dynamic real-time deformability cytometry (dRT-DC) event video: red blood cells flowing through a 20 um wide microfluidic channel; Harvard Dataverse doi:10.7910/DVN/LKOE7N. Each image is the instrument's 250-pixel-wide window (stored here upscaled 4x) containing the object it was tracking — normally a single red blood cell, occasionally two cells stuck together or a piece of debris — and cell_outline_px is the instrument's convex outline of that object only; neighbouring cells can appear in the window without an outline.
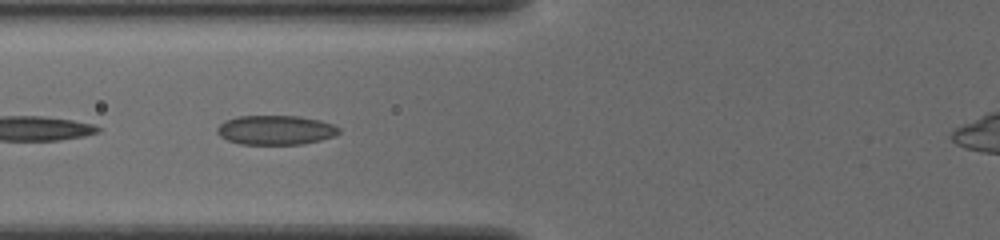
{"species": "common noctule bat (a hibernating species)", "species_latin": "Nyctalus noctula", "temperature_condition": "cold", "stored_images_in_passage": 16, "camera_frame_rate_fps": 3000, "um_per_image_px": 0.085, "animal": {"sex": "female", "body_mass_g": 19.5, "forearm_length_mm": 54.1}, "frame": {"image": 1, "passage_image": 7, "time_ms": 2.0, "image_size_px": [1000, 240], "cell_outline_px": [[340, 132], [336, 136], [304, 144], [240, 144], [228, 140], [220, 136], [216, 132], [216, 128], [224, 120], [236, 116], [300, 116], [320, 120], [332, 124], [340, 128]], "centroid_in_image_um": [23.43, 11.05], "position_along_channel_um": 102.4, "area_um2": 21.04}}
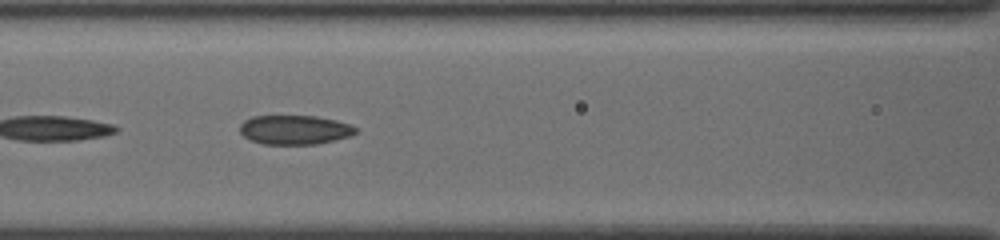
{"frame": {"image": 2, "passage_image": 10, "time_ms": 3.0, "image_size_px": [1000, 240], "cell_outline_px": [[356, 132], [352, 136], [316, 144], [264, 144], [252, 140], [244, 136], [240, 132], [240, 124], [244, 120], [252, 116], [316, 116], [336, 120], [348, 124], [356, 128]], "centroid_in_image_um": [25.04, 11.03], "position_along_channel_um": 141.6, "area_um2": 19.65}}